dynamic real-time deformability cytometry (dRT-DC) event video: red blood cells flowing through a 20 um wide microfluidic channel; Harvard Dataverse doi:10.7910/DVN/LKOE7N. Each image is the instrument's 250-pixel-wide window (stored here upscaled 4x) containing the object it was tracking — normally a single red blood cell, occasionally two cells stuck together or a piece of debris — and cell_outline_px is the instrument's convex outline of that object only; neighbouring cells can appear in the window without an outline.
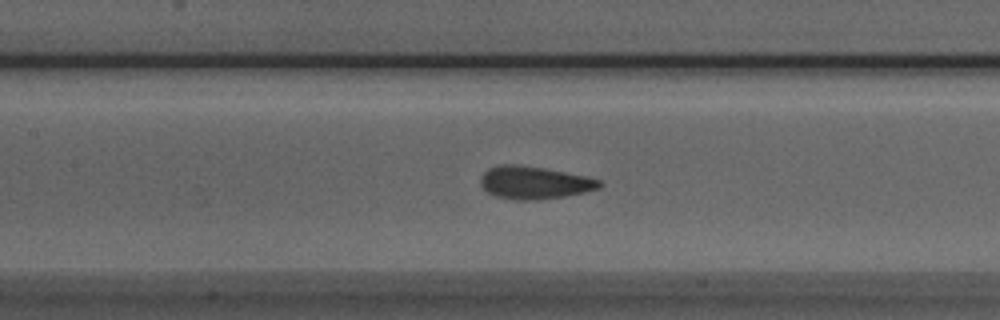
{"species": "Egyptian fruit bat (a non-hibernating species)", "species_latin": "Rousettus aegyptiacus", "temperature_condition": "room temperature", "stored_images_in_passage": 38, "camera_frame_rate_fps": 3000, "um_per_image_px": 0.085, "animal": {"sex": "male"}, "frame": {"image": 1, "passage_image": 10, "time_ms": 3.0, "image_size_px": [1000, 320], "cell_outline_px": [[604, 184], [600, 188], [584, 192], [564, 196], [536, 200], [516, 200], [496, 196], [488, 192], [480, 184], [480, 176], [488, 168], [500, 164], [512, 164], [544, 168], [588, 176], [600, 180]], "centroid_in_image_um": [45.42, 15.52], "position_along_channel_um": 162.0, "area_um2": 22.72}}
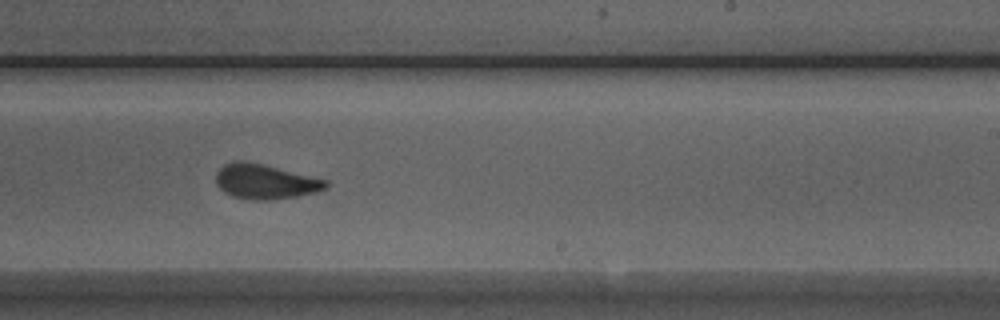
{"frame": {"image": 2, "passage_image": 18, "time_ms": 5.667, "image_size_px": [1000, 320], "cell_outline_px": [[328, 188], [316, 192], [296, 196], [268, 200], [252, 200], [232, 196], [224, 192], [216, 184], [216, 172], [224, 164], [236, 160], [244, 160], [328, 180]], "centroid_in_image_um": [22.52, 15.44], "position_along_channel_um": 266.5, "area_um2": 22.2}}
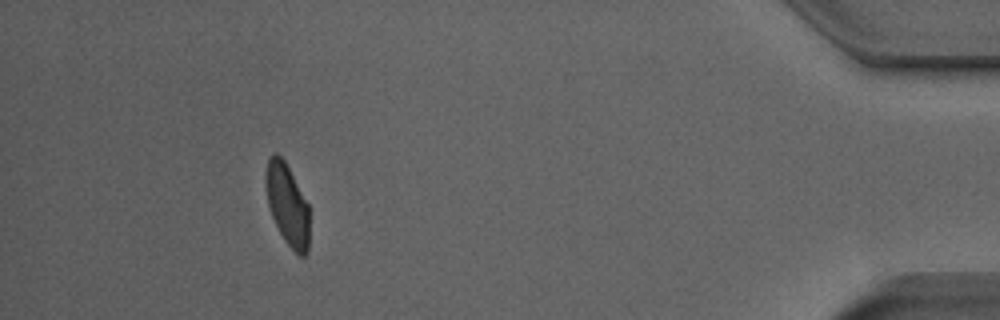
{"frame": {"image": 3, "passage_image": 34, "time_ms": 11.0, "image_size_px": [1000, 320], "cell_outline_px": [[308, 252], [304, 256], [300, 256], [284, 240], [272, 216], [268, 204], [264, 184], [264, 180], [268, 160], [276, 152], [284, 160], [308, 204]], "centroid_in_image_um": [24.4, 17.39], "position_along_channel_um": 410.8, "area_um2": 20.35}, "authors_computed_cell_mechanics": {"area_um2": 22.3397, "velocity_mm_per_s": 3.9343, "shape_relaxation_time_tau1_ms": 5.8538, "shape_relaxation_time_tau2_ms": 0.9087, "deformation_change_tau1": 0.136, "deformation_change_tau2": 0.0514}}